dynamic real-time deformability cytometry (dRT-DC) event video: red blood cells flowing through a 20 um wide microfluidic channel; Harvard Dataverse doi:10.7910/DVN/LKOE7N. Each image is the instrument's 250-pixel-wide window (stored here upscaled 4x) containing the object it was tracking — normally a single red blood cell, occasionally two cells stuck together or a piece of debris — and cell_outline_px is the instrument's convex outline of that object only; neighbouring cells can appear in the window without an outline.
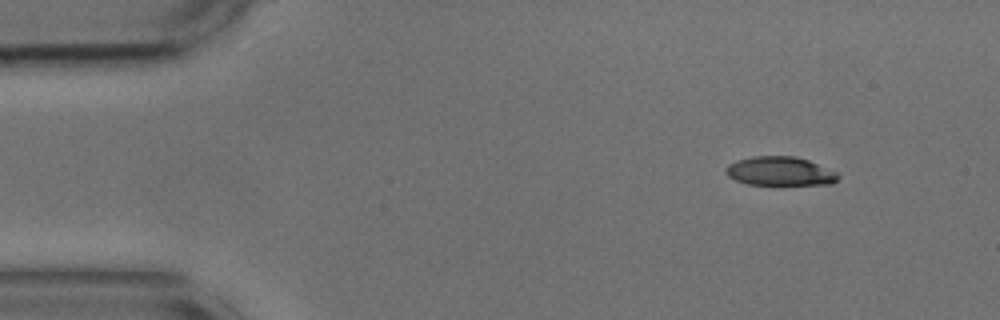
{"species": "common noctule bat (a hibernating species)", "species_latin": "Nyctalus noctula", "temperature_condition": "cold", "stored_images_in_passage": 7, "camera_frame_rate_fps": 3000, "um_per_image_px": 0.085, "animal": {"sex": "male", "body_mass_g": 17.9, "forearm_length_mm": 54.2}, "frame": {"image": 1, "passage_image": 1, "time_ms": 0.0, "image_size_px": [1000, 320], "cell_outline_px": [[840, 176], [832, 184], [748, 184], [736, 180], [728, 176], [728, 164], [736, 160], [752, 156], [796, 156], [808, 160], [836, 172]], "centroid_in_image_um": [66.31, 14.54], "position_along_channel_um": 18.7, "area_um2": 18.61}}
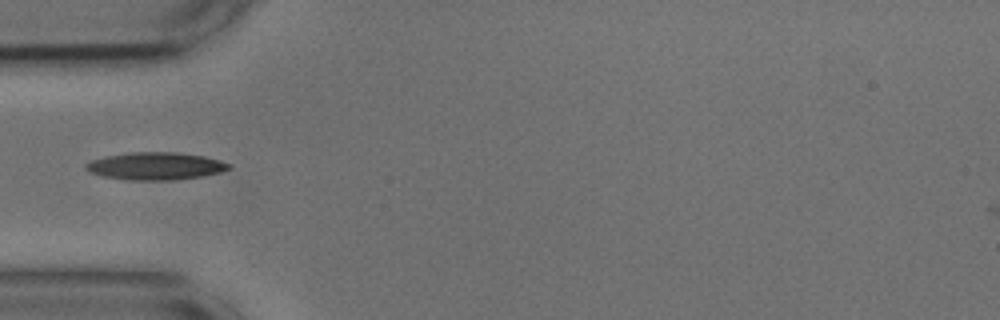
{"frame": {"image": 2, "passage_image": 4, "time_ms": 1.0, "image_size_px": [1000, 320], "cell_outline_px": [[232, 168], [220, 172], [200, 176], [172, 180], [128, 180], [104, 176], [88, 172], [84, 168], [84, 164], [92, 160], [108, 156], [128, 152], [176, 152], [204, 156], [220, 160], [232, 164]], "centroid_in_image_um": [13.22, 14.11], "position_along_channel_um": 71.8, "area_um2": 22.95}}